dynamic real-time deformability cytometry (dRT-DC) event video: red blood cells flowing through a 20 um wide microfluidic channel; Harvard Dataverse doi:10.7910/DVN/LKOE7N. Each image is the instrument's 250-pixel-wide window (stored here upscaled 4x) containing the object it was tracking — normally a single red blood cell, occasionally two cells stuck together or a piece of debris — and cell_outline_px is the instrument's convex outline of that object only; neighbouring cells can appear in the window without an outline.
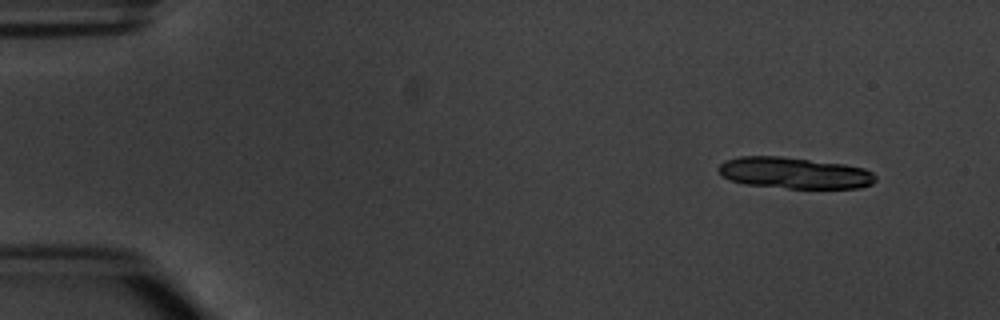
{"species": "common noctule bat (a hibernating species)", "species_latin": "Nyctalus noctula", "temperature_condition": "warm", "stored_images_in_passage": 6, "camera_frame_rate_fps": 3000, "um_per_image_px": 0.085, "animal": {"sex": "male", "body_mass_g": 20.1, "forearm_length_mm": 53.5}, "frame": {"image": 1, "passage_image": 1, "time_ms": 0.0, "image_size_px": [1000, 320], "cell_outline_px": [[876, 180], [872, 184], [860, 188], [788, 188], [744, 184], [732, 180], [724, 176], [716, 168], [724, 160], [740, 156], [780, 156], [844, 164], [864, 168], [872, 172], [876, 176]], "centroid_in_image_um": [67.53, 14.7], "position_along_channel_um": 17.5, "area_um2": 28.67}}
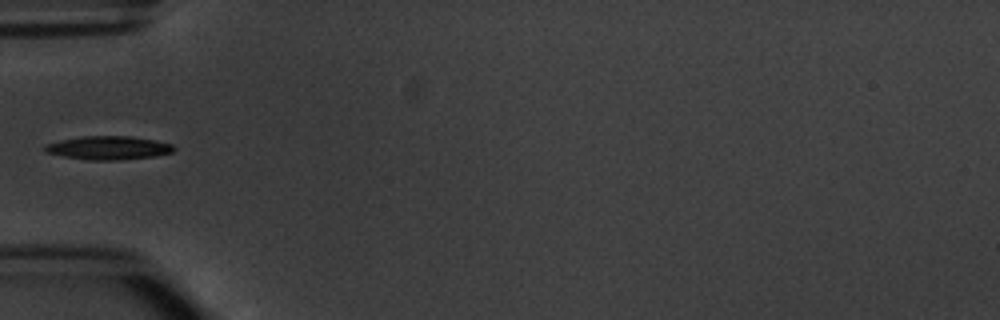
{"frame": {"image": 2, "passage_image": 5, "time_ms": 4.667, "image_size_px": [1000, 320], "cell_outline_px": [[176, 148], [172, 152], [156, 156], [120, 160], [88, 160], [64, 156], [44, 152], [44, 144], [60, 140], [80, 136], [132, 136], [156, 140], [172, 144]], "centroid_in_image_um": [9.22, 12.56], "position_along_channel_um": 75.8, "area_um2": 17.86}}